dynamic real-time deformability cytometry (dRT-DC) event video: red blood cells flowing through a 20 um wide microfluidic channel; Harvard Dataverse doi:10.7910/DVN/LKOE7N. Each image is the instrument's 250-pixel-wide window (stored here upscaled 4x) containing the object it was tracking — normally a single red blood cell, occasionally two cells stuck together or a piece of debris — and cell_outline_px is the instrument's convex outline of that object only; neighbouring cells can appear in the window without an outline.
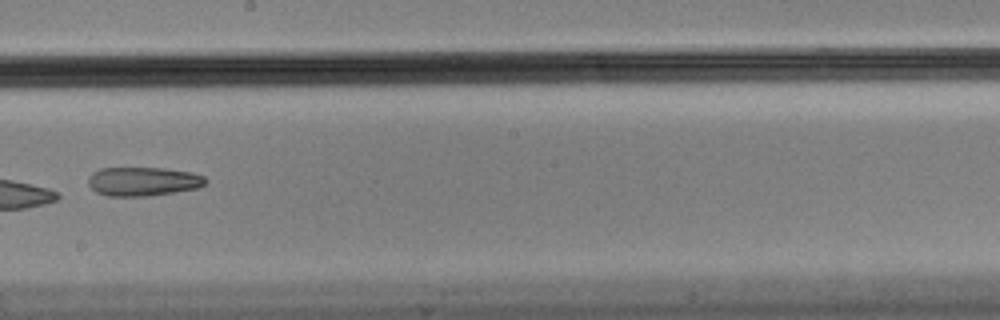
{"species": "Egyptian fruit bat (a non-hibernating species)", "species_latin": "Rousettus aegyptiacus", "temperature_condition": "cold", "stored_images_in_passage": 9, "camera_frame_rate_fps": 3000, "um_per_image_px": 0.085, "animal": {"sex": "male"}, "frame": {"image": 1, "passage_image": 9, "time_ms": 2.667, "image_size_px": [1000, 320], "cell_outline_px": [[208, 180], [200, 188], [148, 196], [108, 196], [96, 192], [88, 184], [88, 176], [92, 172], [100, 168], [164, 168], [192, 172], [204, 176]], "centroid_in_image_um": [12.16, 15.42], "position_along_channel_um": 236.0, "area_um2": 19.94}}